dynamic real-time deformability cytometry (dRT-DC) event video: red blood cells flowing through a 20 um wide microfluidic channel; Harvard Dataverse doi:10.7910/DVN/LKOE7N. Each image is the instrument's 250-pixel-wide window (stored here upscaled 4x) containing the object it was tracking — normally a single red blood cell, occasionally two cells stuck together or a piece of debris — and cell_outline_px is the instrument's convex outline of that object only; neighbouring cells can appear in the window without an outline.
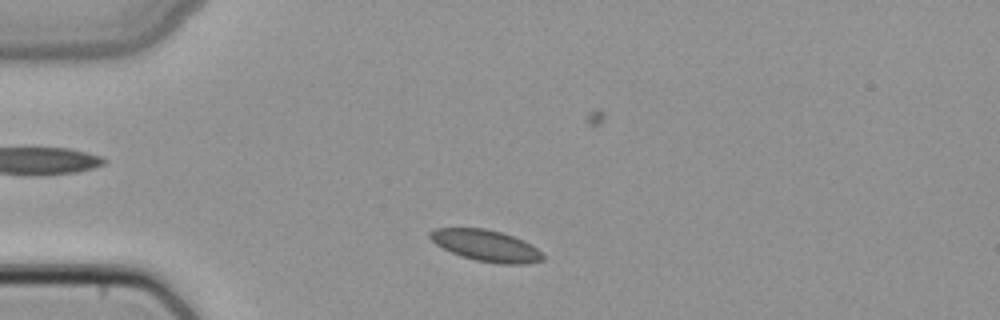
{"species": "common noctule bat (a hibernating species)", "species_latin": "Nyctalus noctula", "temperature_condition": "cold", "stored_images_in_passage": 4, "camera_frame_rate_fps": 3000, "um_per_image_px": 0.085, "animal": {"sex": "female", "body_mass_g": 22.7, "forearm_length_mm": 54.2}, "frame": {"image": 1, "passage_image": 1, "time_ms": 0.0, "image_size_px": [1000, 320], "cell_outline_px": [[544, 260], [528, 264], [500, 264], [476, 260], [460, 256], [436, 244], [428, 236], [428, 232], [436, 228], [484, 228], [500, 232], [524, 240], [536, 248], [544, 256]], "centroid_in_image_um": [41.32, 20.88], "position_along_channel_um": 43.7, "area_um2": 20.58}}
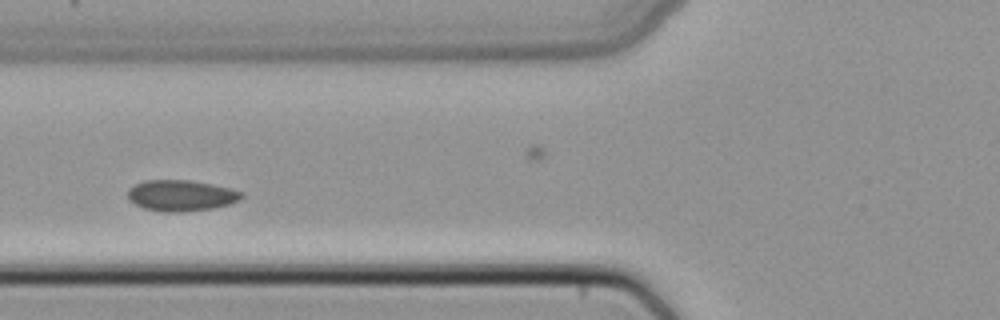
{"frame": {"image": 2, "passage_image": 3, "time_ms": 0.667, "image_size_px": [1000, 320], "cell_outline_px": [[244, 196], [240, 200], [228, 204], [212, 208], [180, 212], [164, 212], [144, 208], [128, 200], [128, 188], [132, 184], [144, 180], [188, 180], [212, 184], [244, 192]], "centroid_in_image_um": [15.36, 16.61], "position_along_channel_um": 110.4, "area_um2": 20.63}}